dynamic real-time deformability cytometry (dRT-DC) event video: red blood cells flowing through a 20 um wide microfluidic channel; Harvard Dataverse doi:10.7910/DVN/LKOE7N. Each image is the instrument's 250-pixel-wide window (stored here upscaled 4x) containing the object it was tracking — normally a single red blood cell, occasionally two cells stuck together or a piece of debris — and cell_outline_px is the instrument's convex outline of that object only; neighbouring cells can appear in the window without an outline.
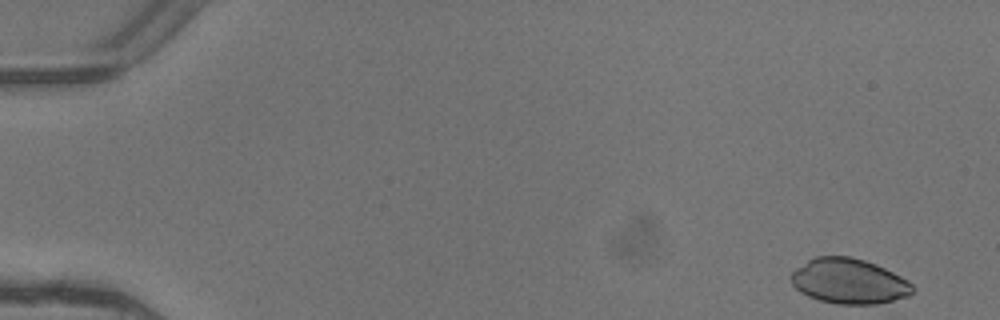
{"species": "common noctule bat (a hibernating species)", "species_latin": "Nyctalus noctula", "temperature_condition": "warm", "stored_images_in_passage": 4, "camera_frame_rate_fps": 3000, "um_per_image_px": 0.085, "animal": {"sex": "female"}, "frame": {"image": 1, "passage_image": 1, "time_ms": 0.0, "image_size_px": [1000, 320], "cell_outline_px": [[916, 288], [908, 296], [876, 304], [836, 304], [820, 300], [808, 296], [800, 292], [792, 284], [792, 272], [796, 268], [808, 260], [816, 256], [852, 256], [876, 264], [908, 280]], "centroid_in_image_um": [72.17, 23.9], "position_along_channel_um": 12.8, "area_um2": 31.91}}